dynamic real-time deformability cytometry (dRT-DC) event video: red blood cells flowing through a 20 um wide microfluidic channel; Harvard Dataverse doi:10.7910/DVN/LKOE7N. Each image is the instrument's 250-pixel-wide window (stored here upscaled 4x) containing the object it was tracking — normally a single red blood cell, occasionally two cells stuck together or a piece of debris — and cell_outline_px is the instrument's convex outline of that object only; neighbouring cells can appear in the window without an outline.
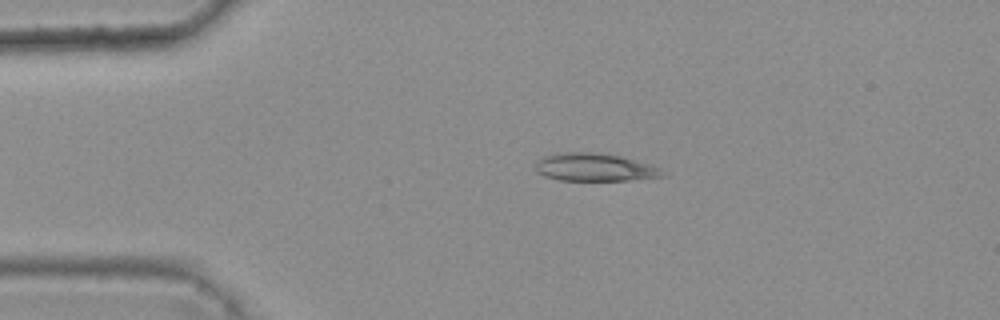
{"species": "common noctule bat (a hibernating species)", "species_latin": "Nyctalus noctula", "temperature_condition": "warm", "stored_images_in_passage": 3, "camera_frame_rate_fps": 3000, "um_per_image_px": 0.085, "animal": {"sex": "female", "body_mass_g": 25.1}, "frame": {"image": 1, "passage_image": 2, "time_ms": 0.333, "image_size_px": [1000, 320], "cell_outline_px": [[668, 176], [628, 180], [560, 180], [544, 176], [536, 172], [536, 160], [544, 156], [564, 152], [592, 152], [620, 156], [648, 164], [660, 168], [668, 172]], "centroid_in_image_um": [50.56, 14.22], "position_along_channel_um": 34.4, "area_um2": 20.63}}